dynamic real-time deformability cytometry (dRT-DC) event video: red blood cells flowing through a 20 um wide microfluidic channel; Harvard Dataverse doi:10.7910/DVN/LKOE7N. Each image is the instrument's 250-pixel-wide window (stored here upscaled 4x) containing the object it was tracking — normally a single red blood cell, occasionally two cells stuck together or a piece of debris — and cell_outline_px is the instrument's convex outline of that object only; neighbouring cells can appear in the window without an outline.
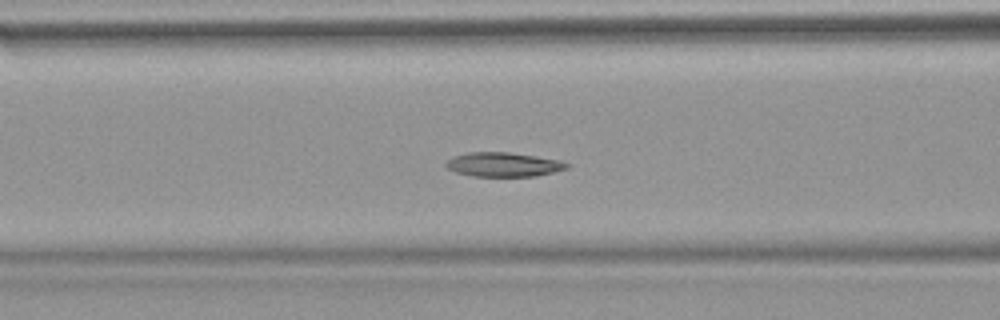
{"species": "common noctule bat (a hibernating species)", "species_latin": "Nyctalus noctula", "temperature_condition": "warm", "stored_images_in_passage": 53, "camera_frame_rate_fps": 3000, "um_per_image_px": 0.085, "animal": {"sex": "female", "body_mass_g": 18.4}, "frame": {"image": 1, "passage_image": 21, "time_ms": 6.667, "image_size_px": [1000, 320], "cell_outline_px": [[572, 164], [568, 168], [536, 176], [472, 176], [456, 172], [448, 168], [444, 164], [448, 160], [456, 156], [468, 152], [508, 152], [536, 156], [560, 160]], "centroid_in_image_um": [42.83, 13.98], "position_along_channel_um": 123.8, "area_um2": 16.99}}
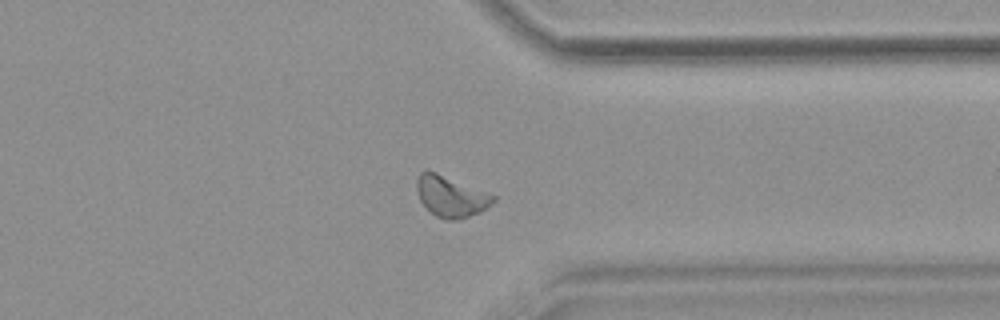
{"frame": {"image": 2, "passage_image": 41, "time_ms": 13.333, "image_size_px": [1000, 320], "cell_outline_px": [[496, 200], [480, 212], [460, 220], [448, 220], [436, 216], [420, 200], [416, 188], [416, 180], [420, 172], [436, 172], [496, 196]], "centroid_in_image_um": [38.33, 16.71], "position_along_channel_um": 373.1, "area_um2": 17.92}}
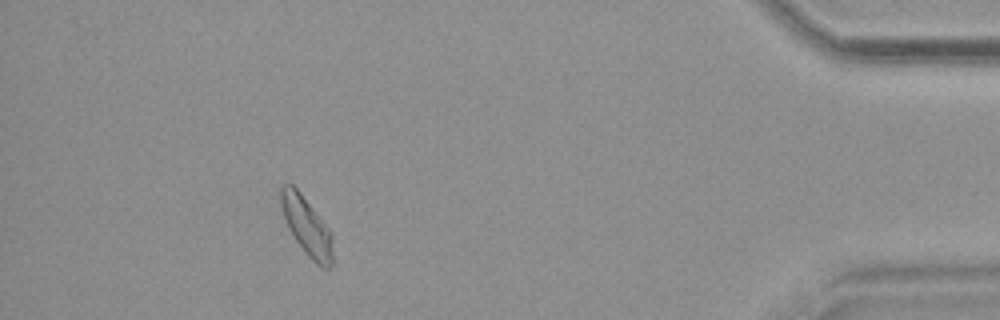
{"frame": {"image": 3, "passage_image": 48, "time_ms": 15.667, "image_size_px": [1000, 320], "cell_outline_px": [[332, 268], [328, 272], [320, 268], [308, 256], [296, 240], [288, 228], [280, 204], [280, 188], [284, 184], [292, 184], [300, 192], [332, 232]], "centroid_in_image_um": [26.1, 19.28], "position_along_channel_um": 409.1, "area_um2": 17.74}, "authors_computed_cell_mechanics": {"area_um2": 17.7446, "velocity_mm_per_s": 3.7627, "shape_relaxation_time_tau1_ms": 6.2433, "shape_relaxation_time_tau2_ms": 6.477, "deformation_change_tau1": 0.152, "deformation_change_tau2": 0.1172}}